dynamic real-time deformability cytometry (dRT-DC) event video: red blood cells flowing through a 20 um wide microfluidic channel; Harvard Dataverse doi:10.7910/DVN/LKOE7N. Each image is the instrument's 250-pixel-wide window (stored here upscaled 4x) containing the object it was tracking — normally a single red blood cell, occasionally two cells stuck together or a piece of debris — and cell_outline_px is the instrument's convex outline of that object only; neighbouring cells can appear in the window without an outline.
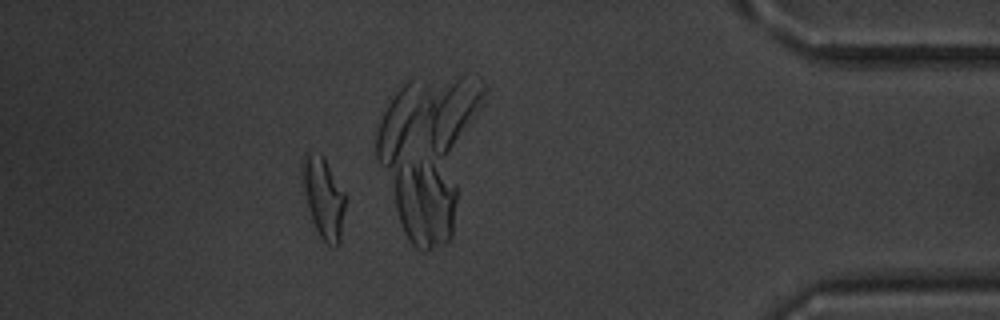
{"species": "common noctule bat (a hibernating species)", "species_latin": "Nyctalus noctula", "temperature_condition": "warm", "stored_images_in_passage": 42, "camera_frame_rate_fps": 3000, "um_per_image_px": 0.085, "animal": {"sex": "male", "body_mass_g": 20.1, "forearm_length_mm": 53.5}, "frame": {"image": 1, "passage_image": 36, "time_ms": 11.667, "image_size_px": [1000, 320], "cell_outline_px": [[344, 212], [340, 240], [336, 244], [324, 244], [312, 220], [308, 208], [300, 172], [300, 168], [304, 156], [308, 152], [320, 152], [324, 156], [344, 192]], "centroid_in_image_um": [27.47, 16.73], "position_along_channel_um": 407.7, "area_um2": 20.06}, "authors_computed_cell_mechanics": {"area_um2": 18.6694, "velocity_mm_per_s": 4.0, "shape_relaxation_time_tau1_ms": 3.9649, "shape_relaxation_time_tau2_ms": 1.2942, "deformation_change_tau1": 0.1643, "deformation_change_tau2": 0.0758}}